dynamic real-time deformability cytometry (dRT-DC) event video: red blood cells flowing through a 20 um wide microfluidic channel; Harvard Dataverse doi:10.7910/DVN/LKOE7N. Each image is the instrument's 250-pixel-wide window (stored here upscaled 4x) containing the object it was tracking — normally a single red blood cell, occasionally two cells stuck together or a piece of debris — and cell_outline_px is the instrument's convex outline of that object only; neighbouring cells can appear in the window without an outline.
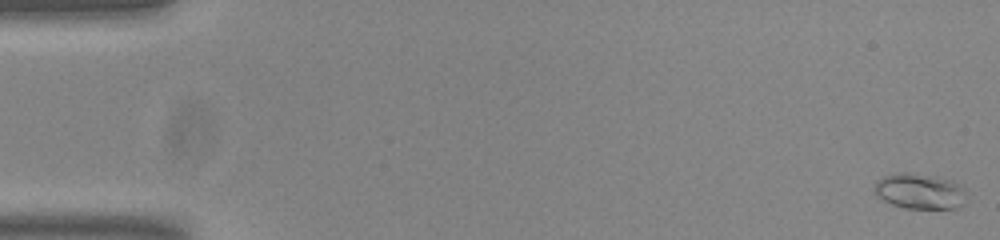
{"species": "common noctule bat (a hibernating species)", "species_latin": "Nyctalus noctula", "temperature_condition": "room temperature", "stored_images_in_passage": 56, "camera_frame_rate_fps": 3000, "um_per_image_px": 0.085, "animal": {"sex": "male", "body_mass_g": 20.0, "forearm_length_mm": 53.3}, "frame": {"image": 1, "passage_image": 2, "time_ms": 0.333, "image_size_px": [1000, 240], "cell_outline_px": [[968, 196], [964, 204], [956, 208], [904, 208], [892, 204], [876, 196], [872, 192], [876, 180], [884, 176], [900, 172], [904, 172], [932, 176], [952, 180], [960, 184], [964, 188]], "centroid_in_image_um": [78.18, 16.26], "position_along_channel_um": 6.8, "area_um2": 19.31}}
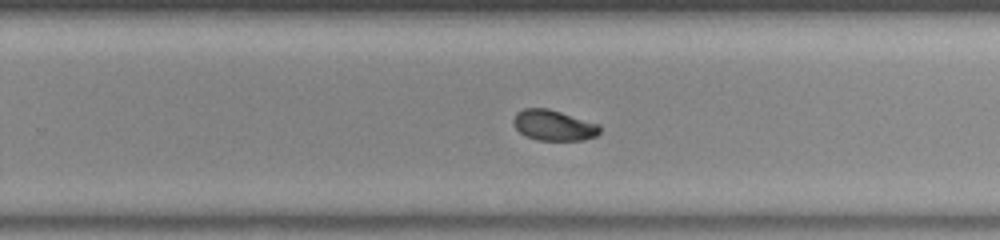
{"frame": {"image": 2, "passage_image": 36, "time_ms": 11.667, "image_size_px": [1000, 240], "cell_outline_px": [[600, 132], [596, 136], [584, 140], [536, 140], [524, 136], [512, 124], [512, 120], [516, 112], [524, 108], [548, 108], [600, 124]], "centroid_in_image_um": [47.04, 10.65], "position_along_channel_um": 282.8, "area_um2": 15.61}}
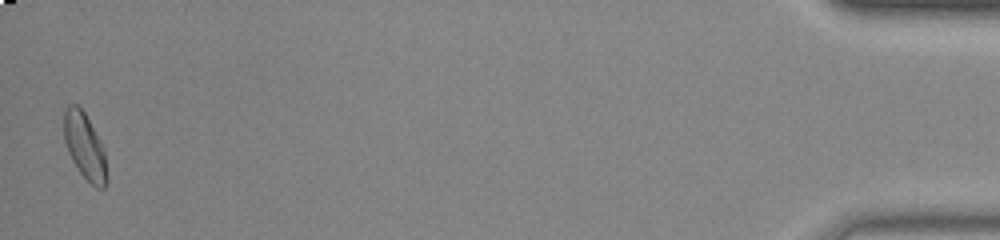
{"frame": {"image": 3, "passage_image": 55, "time_ms": 18.0, "image_size_px": [1000, 240], "cell_outline_px": [[108, 180], [104, 188], [96, 188], [80, 172], [72, 160], [68, 152], [64, 140], [64, 108], [68, 104], [76, 104], [84, 112], [100, 140], [104, 148]], "centroid_in_image_um": [7.21, 12.43], "position_along_channel_um": 428.0, "area_um2": 16.53}, "authors_computed_cell_mechanics": {"area_um2": 15.5771, "velocity_mm_per_s": 3.7679, "shape_relaxation_time_tau1_ms": 4.6754, "shape_relaxation_time_tau2_ms": 2.8007, "deformation_change_tau1": 0.1392, "deformation_change_tau2": 0.0619}}